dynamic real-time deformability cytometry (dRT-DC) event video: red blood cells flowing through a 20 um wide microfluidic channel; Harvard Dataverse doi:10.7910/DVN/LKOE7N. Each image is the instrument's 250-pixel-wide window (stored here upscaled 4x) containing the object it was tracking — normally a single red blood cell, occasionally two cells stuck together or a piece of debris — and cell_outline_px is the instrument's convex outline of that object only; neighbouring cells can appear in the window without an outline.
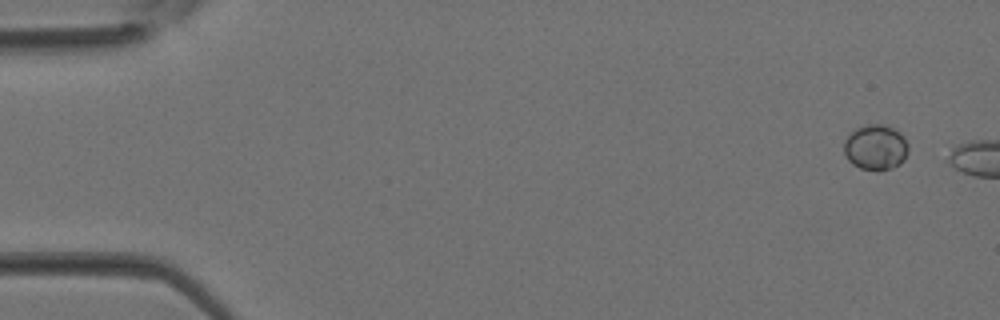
{"species": "Egyptian fruit bat (a non-hibernating species)", "species_latin": "Rousettus aegyptiacus", "temperature_condition": "room temperature", "stored_images_in_passage": 3, "camera_frame_rate_fps": 3000, "um_per_image_px": 0.085, "animal": {"sex": "female"}, "frame": {"image": 1, "passage_image": 1, "time_ms": 0.0, "image_size_px": [1000, 320], "cell_outline_px": [[908, 152], [904, 160], [900, 164], [892, 168], [876, 172], [860, 168], [852, 164], [848, 160], [844, 152], [844, 140], [856, 128], [868, 124], [884, 124], [900, 132], [904, 136], [908, 144]], "centroid_in_image_um": [74.44, 12.54], "position_along_channel_um": 10.6, "area_um2": 17.28}}